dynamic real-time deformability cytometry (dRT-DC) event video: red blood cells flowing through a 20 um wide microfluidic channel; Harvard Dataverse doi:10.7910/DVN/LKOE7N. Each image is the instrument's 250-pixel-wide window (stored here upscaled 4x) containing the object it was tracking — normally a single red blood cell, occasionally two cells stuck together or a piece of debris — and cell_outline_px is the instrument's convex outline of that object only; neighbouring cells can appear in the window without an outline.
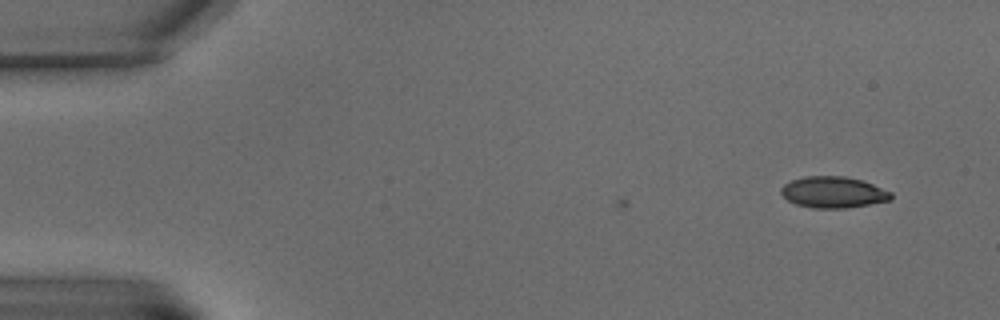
{"species": "common noctule bat (a hibernating species)", "species_latin": "Nyctalus noctula", "temperature_condition": "warm", "stored_images_in_passage": 3, "camera_frame_rate_fps": 3000, "um_per_image_px": 0.085, "animal": {"sex": "male", "body_mass_g": 15.6}, "frame": {"image": 1, "passage_image": 1, "time_ms": 0.0, "image_size_px": [1000, 320], "cell_outline_px": [[892, 200], [848, 208], [812, 208], [796, 204], [788, 200], [780, 192], [780, 188], [784, 184], [792, 180], [804, 176], [844, 176], [864, 180], [892, 192]], "centroid_in_image_um": [70.85, 16.34], "position_along_channel_um": 14.2, "area_um2": 20.23}}